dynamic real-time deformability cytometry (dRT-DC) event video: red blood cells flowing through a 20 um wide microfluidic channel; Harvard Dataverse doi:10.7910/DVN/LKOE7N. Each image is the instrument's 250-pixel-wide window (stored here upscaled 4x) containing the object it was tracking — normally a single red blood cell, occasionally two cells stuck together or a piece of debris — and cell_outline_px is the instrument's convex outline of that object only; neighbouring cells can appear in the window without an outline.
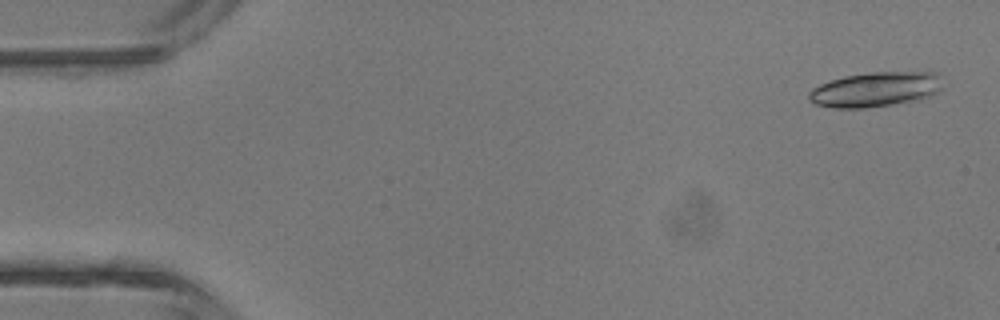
{"species": "common noctule bat (a hibernating species)", "species_latin": "Nyctalus noctula", "temperature_condition": "room temperature", "stored_images_in_passage": 4, "camera_frame_rate_fps": 3000, "um_per_image_px": 0.085, "animal": {"sex": "male", "body_mass_g": 13.3}, "frame": {"image": 1, "passage_image": 1, "time_ms": 0.0, "image_size_px": [1000, 320], "cell_outline_px": [[940, 88], [936, 92], [920, 100], [864, 108], [836, 108], [816, 104], [808, 100], [808, 92], [812, 88], [820, 84], [844, 76], [872, 72], [936, 72]], "centroid_in_image_um": [74.35, 7.61], "position_along_channel_um": 10.7, "area_um2": 26.82}}
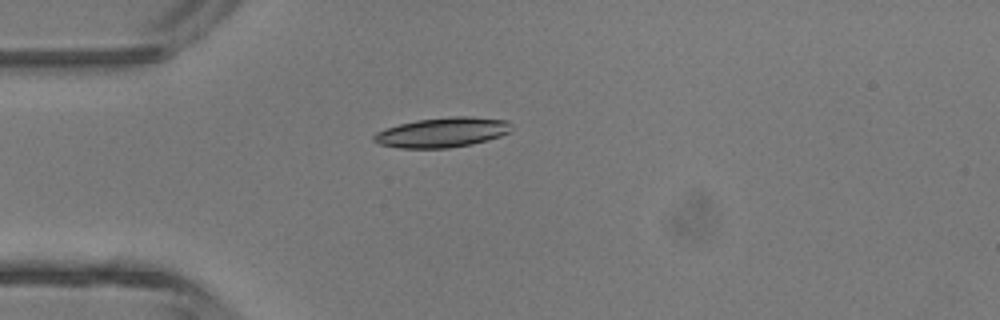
{"frame": {"image": 2, "passage_image": 4, "time_ms": 3.333, "image_size_px": [1000, 320], "cell_outline_px": [[508, 132], [500, 136], [472, 144], [448, 148], [400, 148], [380, 144], [372, 140], [372, 136], [376, 132], [400, 124], [416, 120], [456, 116], [468, 116], [508, 120]], "centroid_in_image_um": [37.55, 11.26], "position_along_channel_um": 47.4, "area_um2": 23.58}}